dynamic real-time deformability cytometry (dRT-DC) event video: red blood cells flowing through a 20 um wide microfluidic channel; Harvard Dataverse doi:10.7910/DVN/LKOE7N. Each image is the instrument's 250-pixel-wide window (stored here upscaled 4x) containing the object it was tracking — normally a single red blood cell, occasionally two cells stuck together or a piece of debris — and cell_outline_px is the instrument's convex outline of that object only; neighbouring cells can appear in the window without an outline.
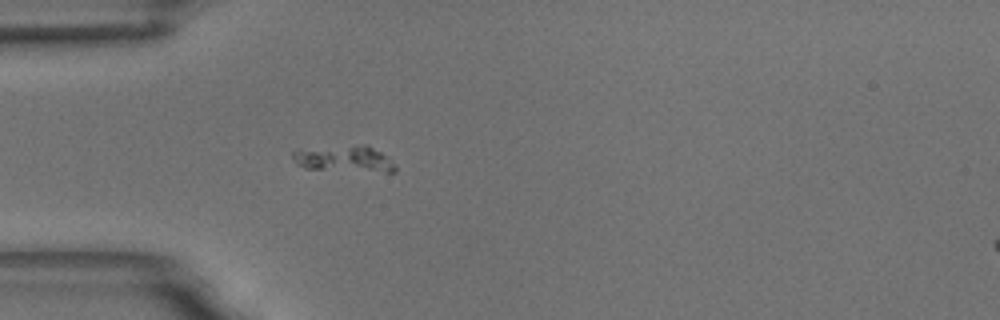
{"species": "common noctule bat (a hibernating species)", "species_latin": "Nyctalus noctula", "temperature_condition": "room temperature", "stored_images_in_passage": 48, "camera_frame_rate_fps": 3000, "um_per_image_px": 0.085, "animal": {"sex": "male", "body_mass_g": 18.8}, "frame": {"image": 1, "passage_image": 6, "time_ms": 1.667, "image_size_px": [1000, 320], "cell_outline_px": [[396, 172], [384, 172], [304, 168], [296, 164], [292, 160], [292, 152], [364, 144], [368, 144], [380, 152], [396, 168]], "centroid_in_image_um": [29.29, 13.52], "position_along_channel_um": 55.7, "area_um2": 14.97}}
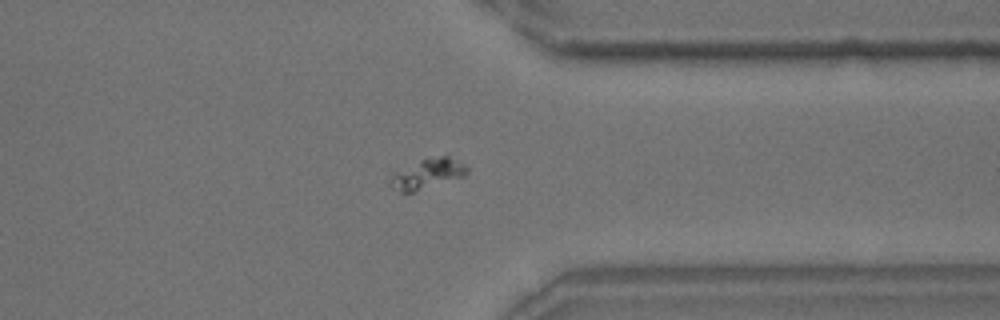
{"frame": {"image": 2, "passage_image": 35, "time_ms": 11.333, "image_size_px": [1000, 320], "cell_outline_px": [[468, 172], [464, 176], [416, 192], [400, 192], [388, 184], [388, 180], [396, 172], [420, 160], [440, 156], [448, 156], [468, 168]], "centroid_in_image_um": [36.31, 14.81], "position_along_channel_um": 375.1, "area_um2": 13.12}}
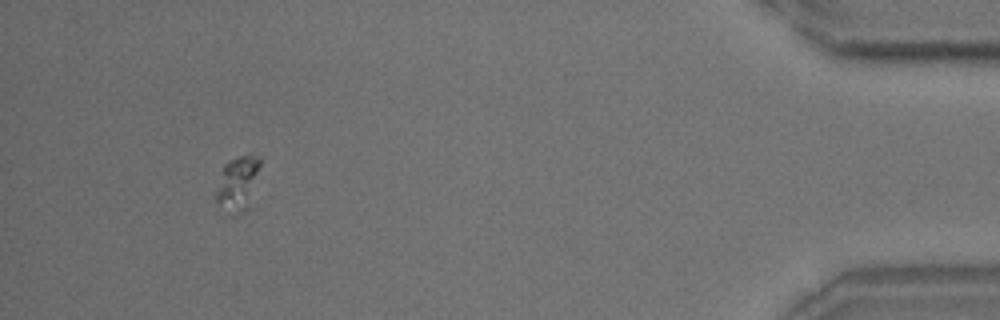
{"frame": {"image": 3, "passage_image": 44, "time_ms": 14.333, "image_size_px": [1000, 320], "cell_outline_px": [[260, 164], [248, 208], [244, 212], [240, 212], [216, 200], [216, 192], [224, 164], [248, 152], [252, 152], [260, 156]], "centroid_in_image_um": [20.27, 15.43], "position_along_channel_um": 414.9, "area_um2": 13.06}}